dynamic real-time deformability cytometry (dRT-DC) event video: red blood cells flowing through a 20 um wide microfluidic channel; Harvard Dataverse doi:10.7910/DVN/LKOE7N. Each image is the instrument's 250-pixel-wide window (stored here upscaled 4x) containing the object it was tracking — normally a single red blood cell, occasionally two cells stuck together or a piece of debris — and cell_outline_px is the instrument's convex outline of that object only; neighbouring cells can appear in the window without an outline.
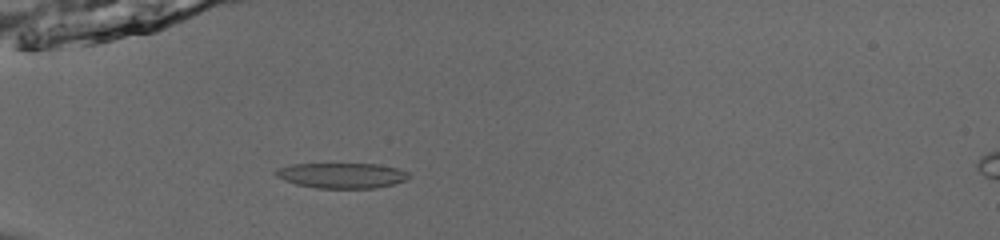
{"species": "common noctule bat (a hibernating species)", "species_latin": "Nyctalus noctula", "temperature_condition": "room temperature", "stored_images_in_passage": 54, "camera_frame_rate_fps": 3000, "um_per_image_px": 0.085, "animal": {"sex": "male", "body_mass_g": 13.0, "forearm_length_mm": 53.1}, "frame": {"image": 1, "passage_image": 19, "time_ms": 6.0, "image_size_px": [1000, 240], "cell_outline_px": [[412, 176], [408, 180], [376, 188], [316, 188], [296, 184], [284, 180], [276, 176], [272, 172], [276, 168], [292, 164], [376, 164], [396, 168], [408, 172]], "centroid_in_image_um": [29.04, 14.91], "position_along_channel_um": 56.0, "area_um2": 19.77}}
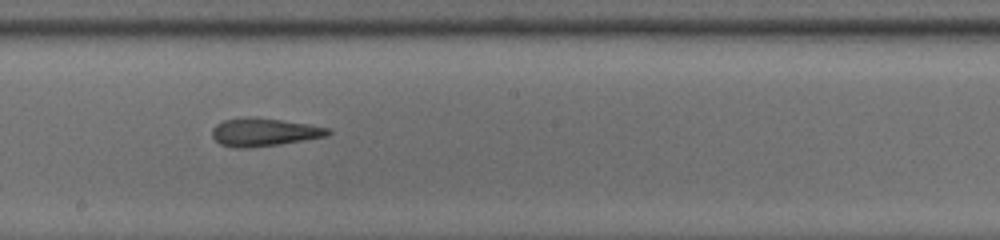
{"frame": {"image": 2, "passage_image": 33, "time_ms": 10.667, "image_size_px": [1000, 240], "cell_outline_px": [[332, 132], [324, 136], [280, 144], [248, 148], [236, 148], [220, 144], [212, 136], [212, 128], [216, 124], [224, 120], [248, 116], [252, 116], [308, 124], [332, 128]], "centroid_in_image_um": [22.42, 11.22], "position_along_channel_um": 225.8, "area_um2": 18.9}}
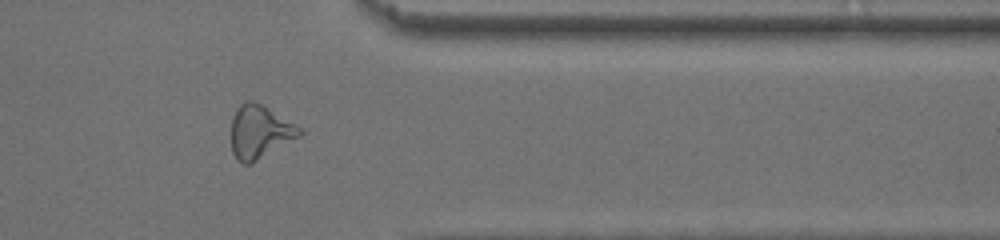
{"frame": {"image": 3, "passage_image": 46, "time_ms": 15.0, "image_size_px": [1000, 240], "cell_outline_px": [[304, 132], [300, 136], [252, 164], [244, 164], [236, 160], [232, 152], [232, 116], [236, 108], [244, 100], [252, 100], [260, 104], [300, 128]], "centroid_in_image_um": [22.04, 11.23], "position_along_channel_um": 389.4, "area_um2": 21.04}, "authors_computed_cell_mechanics": {"area_um2": 19.941, "velocity_mm_per_s": 3.8987, "shape_relaxation_time_tau1_ms": 8.3668, "shape_relaxation_time_tau2_ms": 3.3741, "deformation_change_tau1": 0.2382, "deformation_change_tau2": 0.1198}}